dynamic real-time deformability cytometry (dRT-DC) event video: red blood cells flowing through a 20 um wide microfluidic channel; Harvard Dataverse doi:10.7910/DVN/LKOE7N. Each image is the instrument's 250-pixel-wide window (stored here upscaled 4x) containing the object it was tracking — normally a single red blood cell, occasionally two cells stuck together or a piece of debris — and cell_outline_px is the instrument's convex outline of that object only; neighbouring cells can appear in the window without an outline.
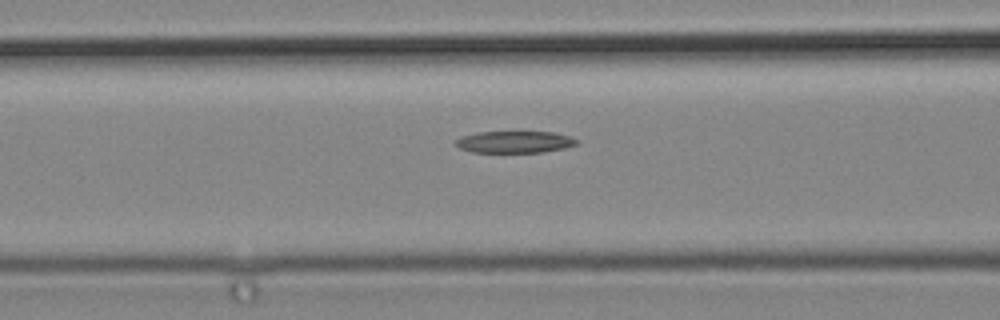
{"species": "common noctule bat (a hibernating species)", "species_latin": "Nyctalus noctula", "temperature_condition": "cold", "stored_images_in_passage": 4, "camera_frame_rate_fps": 3000, "um_per_image_px": 0.085, "animal": {"sex": "male", "body_mass_g": 19.2, "forearm_length_mm": 51.8}, "frame": {"image": 1, "passage_image": 3, "time_ms": 0.667, "image_size_px": [1000, 320], "cell_outline_px": [[580, 144], [564, 148], [544, 152], [472, 152], [460, 148], [456, 144], [456, 140], [460, 136], [476, 132], [556, 132], [572, 136], [580, 140]], "centroid_in_image_um": [43.82, 12.06], "position_along_channel_um": 122.8, "area_um2": 15.61}}